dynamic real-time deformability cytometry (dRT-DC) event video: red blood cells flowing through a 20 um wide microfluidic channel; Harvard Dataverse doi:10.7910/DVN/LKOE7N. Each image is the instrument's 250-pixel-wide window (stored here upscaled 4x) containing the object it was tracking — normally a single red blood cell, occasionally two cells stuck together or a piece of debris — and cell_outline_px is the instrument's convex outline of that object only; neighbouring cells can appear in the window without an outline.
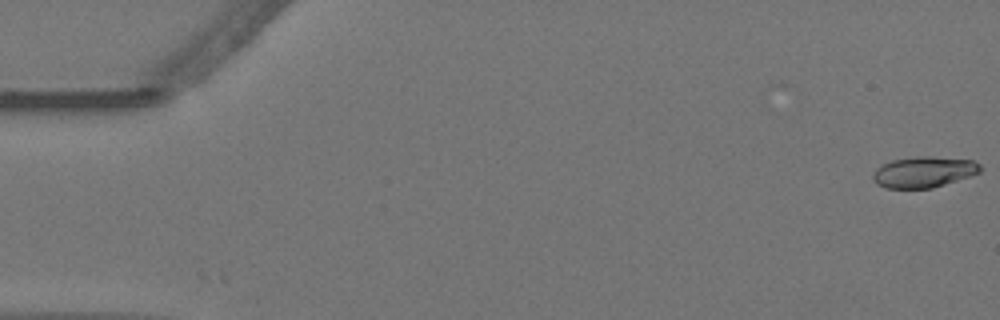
{"species": "Egyptian fruit bat (a non-hibernating species)", "species_latin": "Rousettus aegyptiacus", "temperature_condition": "warm", "stored_images_in_passage": 47, "camera_frame_rate_fps": 3000, "um_per_image_px": 0.085, "animal": {"sex": "female"}, "frame": {"image": 1, "passage_image": 1, "time_ms": 0.0, "image_size_px": [1000, 320], "cell_outline_px": [[980, 172], [932, 188], [884, 188], [876, 184], [872, 176], [876, 168], [892, 160], [916, 156], [928, 156], [972, 160], [980, 164]], "centroid_in_image_um": [78.48, 14.62], "position_along_channel_um": 6.5, "area_um2": 19.13}}
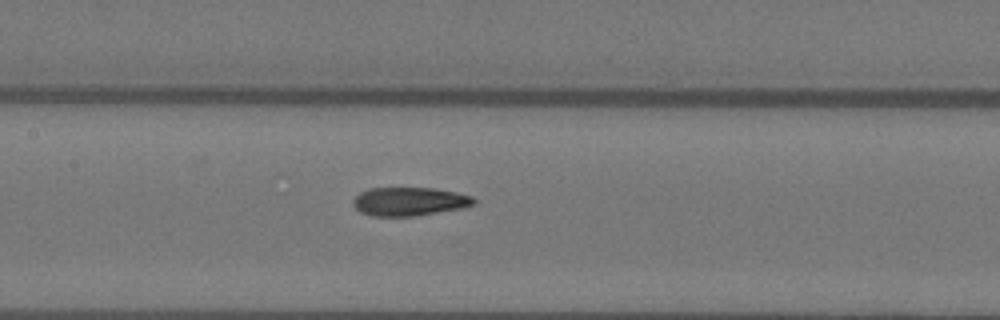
{"frame": {"image": 2, "passage_image": 27, "time_ms": 8.667, "image_size_px": [1000, 320], "cell_outline_px": [[476, 204], [460, 208], [412, 216], [372, 216], [360, 212], [352, 204], [352, 200], [360, 192], [368, 188], [432, 188], [456, 192], [472, 196], [476, 200]], "centroid_in_image_um": [34.76, 17.12], "position_along_channel_um": 172.6, "area_um2": 20.0}}
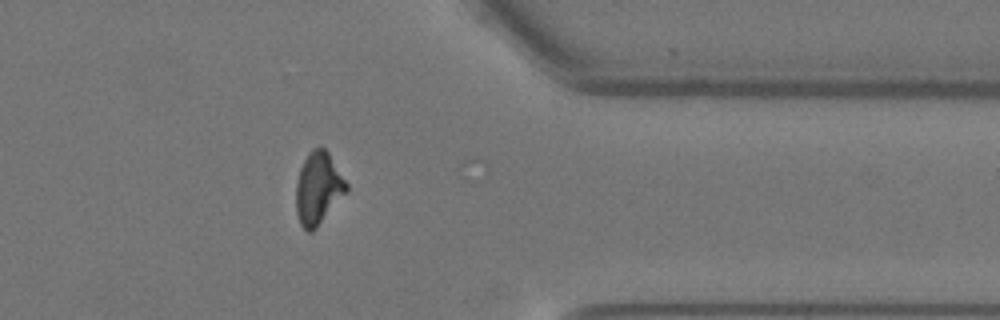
{"frame": {"image": 3, "passage_image": 46, "time_ms": 15.0, "image_size_px": [1000, 320], "cell_outline_px": [[348, 192], [316, 228], [312, 232], [308, 232], [300, 224], [296, 212], [296, 184], [300, 168], [304, 160], [312, 148], [324, 148], [328, 152], [348, 184]], "centroid_in_image_um": [27.06, 16.03], "position_along_channel_um": 384.3, "area_um2": 21.21}, "authors_computed_cell_mechanics": {"area_um2": 20.6924, "velocity_mm_per_s": 3.5809, "shape_relaxation_time_tau1_ms": 8.8113, "shape_relaxation_time_tau2_ms": 2.7591, "deformation_change_tau1": 0.2271, "deformation_change_tau2": 0.0977}}